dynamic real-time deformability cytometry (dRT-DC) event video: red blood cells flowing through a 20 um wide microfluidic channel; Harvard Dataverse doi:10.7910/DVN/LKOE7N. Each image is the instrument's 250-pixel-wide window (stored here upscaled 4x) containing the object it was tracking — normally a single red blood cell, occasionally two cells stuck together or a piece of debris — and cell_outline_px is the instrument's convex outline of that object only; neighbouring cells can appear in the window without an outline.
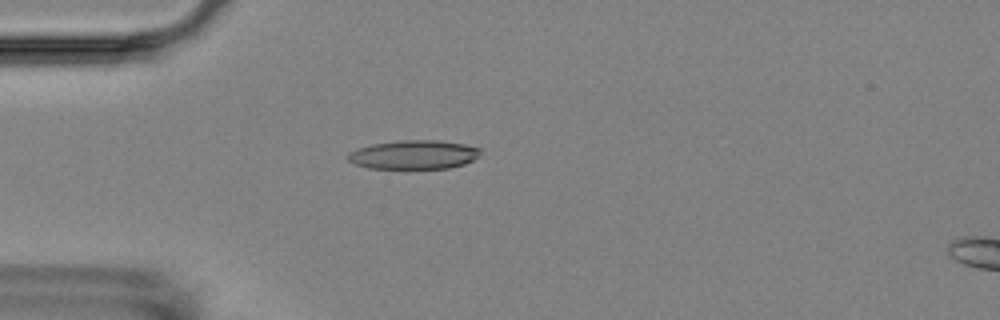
{"species": "Egyptian fruit bat (a non-hibernating species)", "species_latin": "Rousettus aegyptiacus", "temperature_condition": "room temperature", "stored_images_in_passage": 3, "camera_frame_rate_fps": 3000, "um_per_image_px": 0.085, "animal": {"sex": "female"}, "frame": {"image": 1, "passage_image": 3, "time_ms": 2.333, "image_size_px": [1000, 320], "cell_outline_px": [[480, 152], [472, 160], [464, 164], [448, 168], [368, 168], [352, 164], [348, 160], [348, 152], [372, 144], [400, 140], [436, 140], [464, 144], [480, 148]], "centroid_in_image_um": [35.13, 13.14], "position_along_channel_um": 49.9, "area_um2": 22.14}}